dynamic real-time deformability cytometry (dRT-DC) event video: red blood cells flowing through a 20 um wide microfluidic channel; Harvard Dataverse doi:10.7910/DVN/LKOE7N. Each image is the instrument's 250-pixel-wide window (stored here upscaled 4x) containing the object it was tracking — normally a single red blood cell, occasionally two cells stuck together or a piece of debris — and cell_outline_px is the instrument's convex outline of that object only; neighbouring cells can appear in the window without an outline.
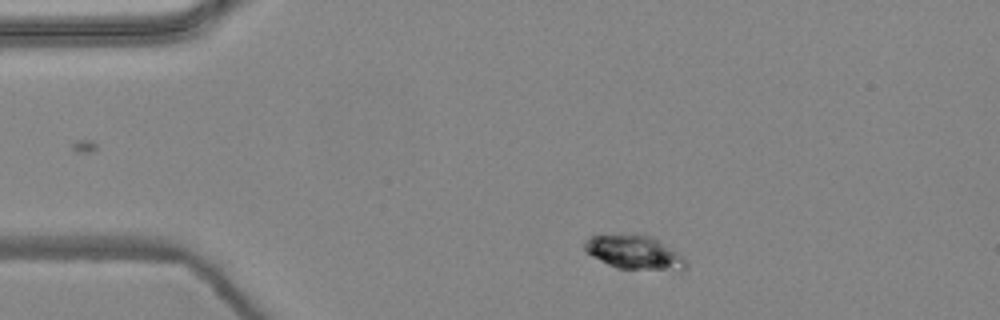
{"species": "common noctule bat (a hibernating species)", "species_latin": "Nyctalus noctula", "temperature_condition": "warm", "stored_images_in_passage": 6, "camera_frame_rate_fps": 3000, "um_per_image_px": 0.085, "animal": {"sex": "female", "body_mass_g": 24.6, "forearm_length_mm": 56.2}, "frame": {"image": 1, "passage_image": 6, "time_ms": 1.667, "image_size_px": [1000, 320], "cell_outline_px": [[688, 268], [680, 272], [616, 268], [592, 256], [584, 248], [584, 240], [592, 236], [620, 232], [636, 232], [652, 236], [672, 248], [684, 256], [688, 260]], "centroid_in_image_um": [54.0, 21.44], "position_along_channel_um": 31.0, "area_um2": 21.21}}